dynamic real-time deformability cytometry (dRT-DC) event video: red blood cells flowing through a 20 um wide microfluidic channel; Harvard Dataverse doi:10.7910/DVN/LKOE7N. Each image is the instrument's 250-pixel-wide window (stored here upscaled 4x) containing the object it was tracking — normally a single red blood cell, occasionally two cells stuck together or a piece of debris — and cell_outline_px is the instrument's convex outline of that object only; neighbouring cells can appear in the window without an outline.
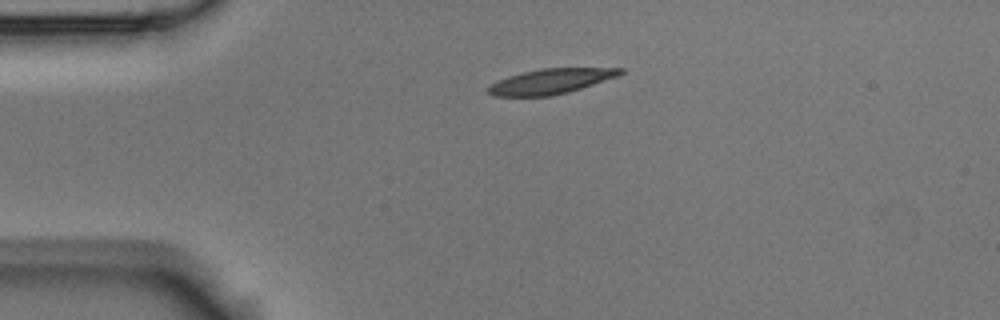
{"species": "Egyptian fruit bat (a non-hibernating species)", "species_latin": "Rousettus aegyptiacus", "temperature_condition": "room temperature", "stored_images_in_passage": 5, "camera_frame_rate_fps": 3000, "um_per_image_px": 0.085, "animal": {"sex": "male"}, "frame": {"image": 1, "passage_image": 5, "time_ms": 1.333, "image_size_px": [1000, 320], "cell_outline_px": [[624, 72], [616, 76], [568, 92], [552, 96], [492, 96], [488, 92], [488, 88], [492, 84], [508, 76], [540, 68], [624, 68]], "centroid_in_image_um": [46.8, 6.91], "position_along_channel_um": 38.2, "area_um2": 18.96}}